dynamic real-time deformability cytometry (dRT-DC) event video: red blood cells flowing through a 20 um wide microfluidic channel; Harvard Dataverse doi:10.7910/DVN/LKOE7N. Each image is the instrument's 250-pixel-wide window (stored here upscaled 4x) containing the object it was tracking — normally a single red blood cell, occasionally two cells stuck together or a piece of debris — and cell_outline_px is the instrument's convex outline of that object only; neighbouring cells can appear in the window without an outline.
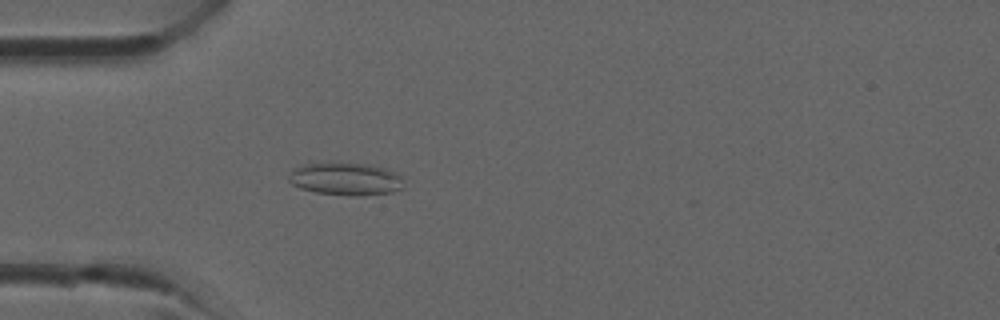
{"species": "common noctule bat (a hibernating species)", "species_latin": "Nyctalus noctula", "temperature_condition": "room temperature", "stored_images_in_passage": 29, "camera_frame_rate_fps": 3000, "um_per_image_px": 0.085, "animal": {"sex": "male", "forearm_length_mm": 52.5}, "frame": {"image": 1, "passage_image": 4, "time_ms": 1.0, "image_size_px": [1000, 320], "cell_outline_px": [[404, 188], [392, 192], [360, 196], [348, 196], [316, 192], [300, 188], [292, 184], [288, 180], [288, 176], [292, 168], [308, 160], [312, 160], [372, 164], [396, 172], [400, 176]], "centroid_in_image_um": [29.29, 15.16], "position_along_channel_um": 55.7, "area_um2": 22.95}}
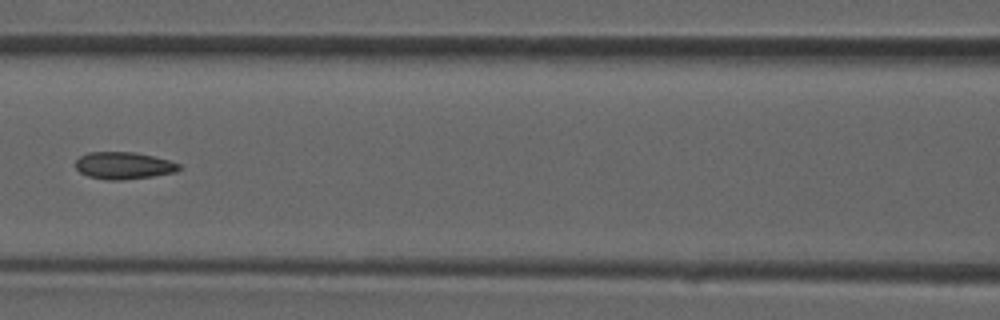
{"frame": {"image": 2, "passage_image": 10, "time_ms": 3.0, "image_size_px": [1000, 320], "cell_outline_px": [[180, 168], [176, 172], [152, 176], [124, 180], [108, 180], [88, 176], [80, 172], [76, 168], [76, 160], [80, 156], [88, 152], [136, 152], [168, 160], [180, 164]], "centroid_in_image_um": [10.5, 14.07], "position_along_channel_um": 156.1, "area_um2": 16.3}}
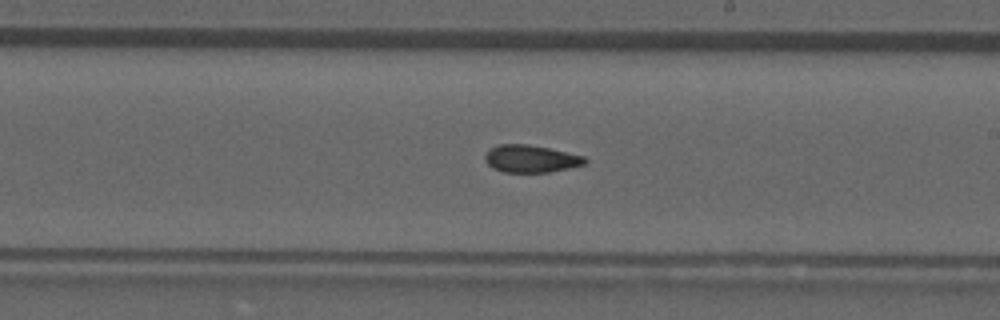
{"frame": {"image": 3, "passage_image": 15, "time_ms": 4.667, "image_size_px": [1000, 320], "cell_outline_px": [[588, 160], [584, 164], [568, 168], [548, 172], [504, 172], [492, 168], [484, 160], [484, 156], [488, 148], [500, 144], [528, 144], [548, 148], [584, 156]], "centroid_in_image_um": [45.07, 13.49], "position_along_channel_um": 243.9, "area_um2": 15.95}}